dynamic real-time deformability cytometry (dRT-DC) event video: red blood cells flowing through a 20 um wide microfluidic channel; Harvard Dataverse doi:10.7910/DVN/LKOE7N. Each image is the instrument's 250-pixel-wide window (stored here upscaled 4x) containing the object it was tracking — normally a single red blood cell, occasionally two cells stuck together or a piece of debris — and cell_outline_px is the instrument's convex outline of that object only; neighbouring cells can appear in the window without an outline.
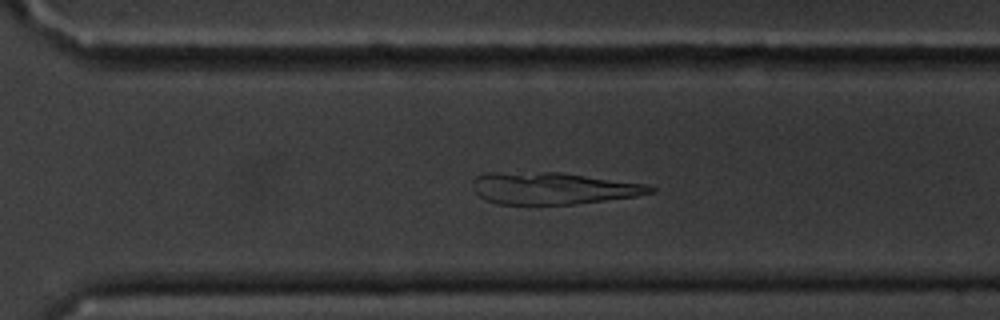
{"species": "common noctule bat (a hibernating species)", "species_latin": "Nyctalus noctula", "temperature_condition": "cold", "stored_images_in_passage": 54, "camera_frame_rate_fps": 3000, "um_per_image_px": 0.085, "animal": {"sex": "male", "body_mass_g": 20.1, "forearm_length_mm": 53.5}, "frame": {"image": 1, "passage_image": 35, "time_ms": 11.333, "image_size_px": [1000, 320], "cell_outline_px": [[656, 192], [636, 196], [572, 204], [496, 204], [484, 200], [476, 192], [472, 184], [472, 180], [476, 176], [488, 172], [560, 172], [648, 184], [656, 188]], "centroid_in_image_um": [47.0, 15.99], "position_along_channel_um": 323.6, "area_um2": 33.18}}